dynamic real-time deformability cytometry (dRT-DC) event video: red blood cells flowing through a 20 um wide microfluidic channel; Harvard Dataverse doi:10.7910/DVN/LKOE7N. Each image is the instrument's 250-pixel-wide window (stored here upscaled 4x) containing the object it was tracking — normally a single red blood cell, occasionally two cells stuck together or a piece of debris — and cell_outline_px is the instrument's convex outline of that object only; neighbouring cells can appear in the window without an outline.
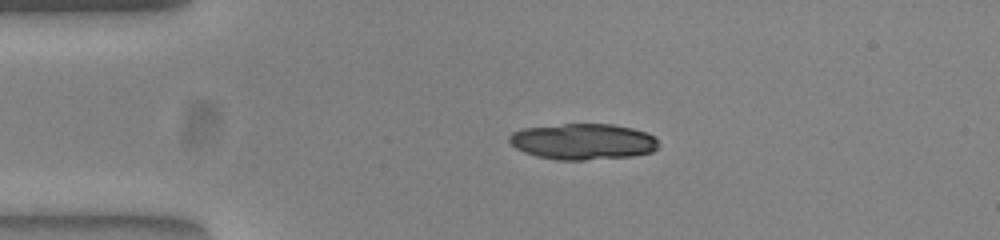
{"species": "common noctule bat (a hibernating species)", "species_latin": "Nyctalus noctula", "temperature_condition": "warm", "stored_images_in_passage": 11, "camera_frame_rate_fps": 3000, "um_per_image_px": 0.085, "animal": {"sex": "female", "body_mass_g": 23.0, "forearm_length_mm": 53.4}, "frame": {"image": 1, "passage_image": 1, "time_ms": 0.0, "image_size_px": [1000, 240], "cell_outline_px": [[660, 144], [652, 152], [632, 156], [584, 160], [556, 160], [536, 156], [524, 152], [516, 148], [508, 140], [508, 136], [512, 132], [524, 128], [564, 124], [612, 124], [632, 128], [656, 136]], "centroid_in_image_um": [49.56, 12.04], "position_along_channel_um": 35.4, "area_um2": 31.44}}